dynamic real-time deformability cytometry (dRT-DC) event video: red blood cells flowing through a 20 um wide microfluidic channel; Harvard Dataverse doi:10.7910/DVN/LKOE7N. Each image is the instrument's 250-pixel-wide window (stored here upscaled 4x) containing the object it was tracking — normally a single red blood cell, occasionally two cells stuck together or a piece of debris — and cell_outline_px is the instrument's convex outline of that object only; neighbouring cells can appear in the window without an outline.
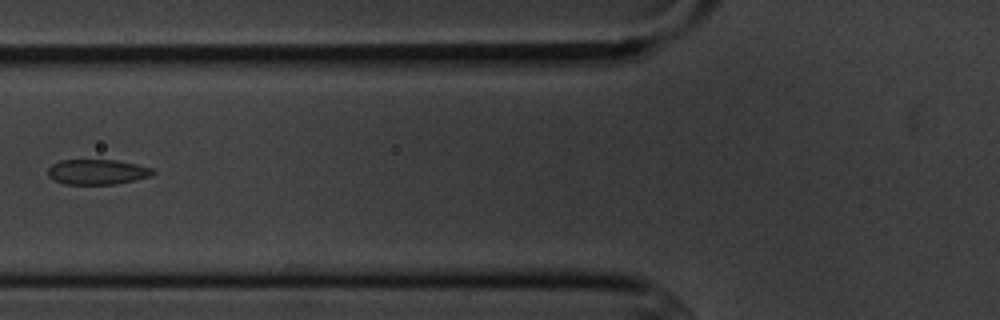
{"species": "common noctule bat (a hibernating species)", "species_latin": "Nyctalus noctula", "temperature_condition": "cold", "stored_images_in_passage": 7, "camera_frame_rate_fps": 3000, "um_per_image_px": 0.085, "animal": {"sex": "male", "body_mass_g": 20.1, "forearm_length_mm": 53.5}, "frame": {"image": 1, "passage_image": 6, "time_ms": 6.667, "image_size_px": [1000, 320], "cell_outline_px": [[156, 172], [152, 176], [116, 184], [64, 184], [48, 176], [48, 168], [52, 164], [60, 160], [116, 160], [136, 164], [152, 168]], "centroid_in_image_um": [8.28, 14.61], "position_along_channel_um": 117.5, "area_um2": 15.37}}
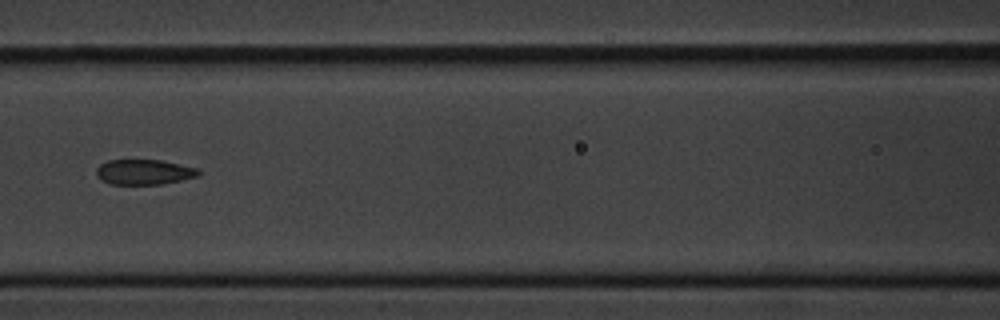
{"frame": {"image": 2, "passage_image": 7, "time_ms": 7.667, "image_size_px": [1000, 320], "cell_outline_px": [[200, 176], [160, 184], [112, 184], [100, 180], [96, 176], [96, 168], [100, 164], [108, 160], [160, 160], [180, 164], [196, 168], [200, 172]], "centroid_in_image_um": [12.21, 14.62], "position_along_channel_um": 154.4, "area_um2": 14.97}}